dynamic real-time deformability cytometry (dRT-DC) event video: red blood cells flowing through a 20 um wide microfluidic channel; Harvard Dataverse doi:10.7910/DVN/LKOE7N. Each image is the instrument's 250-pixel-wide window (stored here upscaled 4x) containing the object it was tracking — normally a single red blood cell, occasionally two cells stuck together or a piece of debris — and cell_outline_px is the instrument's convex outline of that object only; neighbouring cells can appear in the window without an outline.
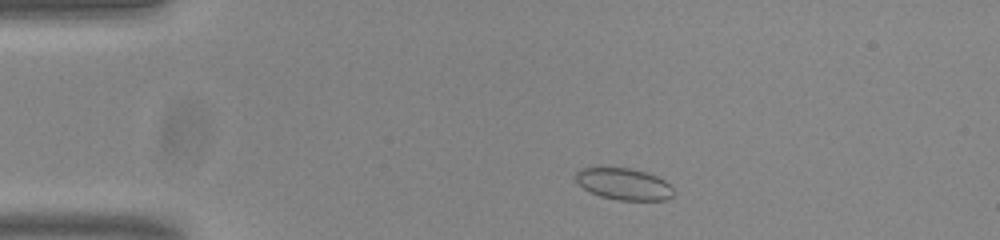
{"species": "common noctule bat (a hibernating species)", "species_latin": "Nyctalus noctula", "temperature_condition": "room temperature", "stored_images_in_passage": 48, "camera_frame_rate_fps": 3000, "um_per_image_px": 0.085, "animal": {"sex": "male", "body_mass_g": 20.0, "forearm_length_mm": 53.3}, "frame": {"image": 1, "passage_image": 5, "time_ms": 1.333, "image_size_px": [1000, 240], "cell_outline_px": [[672, 196], [664, 200], [620, 200], [600, 196], [584, 188], [576, 180], [576, 172], [580, 168], [632, 168], [656, 176], [664, 180], [672, 188]], "centroid_in_image_um": [53.02, 15.64], "position_along_channel_um": 32.0, "area_um2": 17.69}}
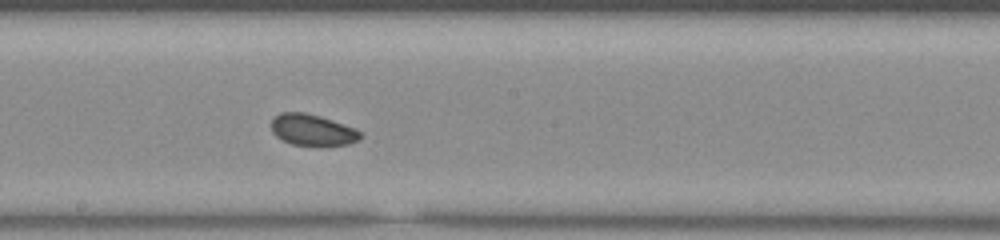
{"frame": {"image": 2, "passage_image": 24, "time_ms": 7.667, "image_size_px": [1000, 240], "cell_outline_px": [[364, 136], [348, 144], [292, 144], [276, 136], [272, 132], [272, 120], [280, 112], [304, 112], [320, 116], [356, 128]], "centroid_in_image_um": [26.55, 11.01], "position_along_channel_um": 221.6, "area_um2": 15.84}}
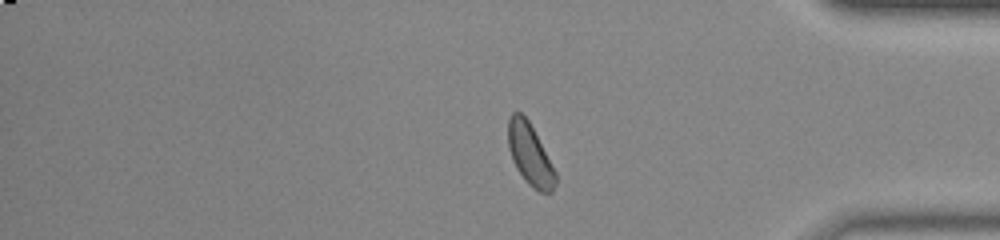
{"frame": {"image": 3, "passage_image": 39, "time_ms": 12.667, "image_size_px": [1000, 240], "cell_outline_px": [[556, 184], [552, 192], [540, 192], [532, 188], [528, 184], [516, 168], [512, 160], [508, 148], [508, 116], [512, 112], [520, 112], [528, 120], [556, 172]], "centroid_in_image_um": [45.02, 13.14], "position_along_channel_um": 390.2, "area_um2": 16.88}, "authors_computed_cell_mechanics": {"area_um2": 17.0799, "velocity_mm_per_s": 3.807, "shape_relaxation_time_tau1_ms": null, "shape_relaxation_time_tau2_ms": 5.4238, "deformation_change_tau1": null, "deformation_change_tau2": 0.1097}}